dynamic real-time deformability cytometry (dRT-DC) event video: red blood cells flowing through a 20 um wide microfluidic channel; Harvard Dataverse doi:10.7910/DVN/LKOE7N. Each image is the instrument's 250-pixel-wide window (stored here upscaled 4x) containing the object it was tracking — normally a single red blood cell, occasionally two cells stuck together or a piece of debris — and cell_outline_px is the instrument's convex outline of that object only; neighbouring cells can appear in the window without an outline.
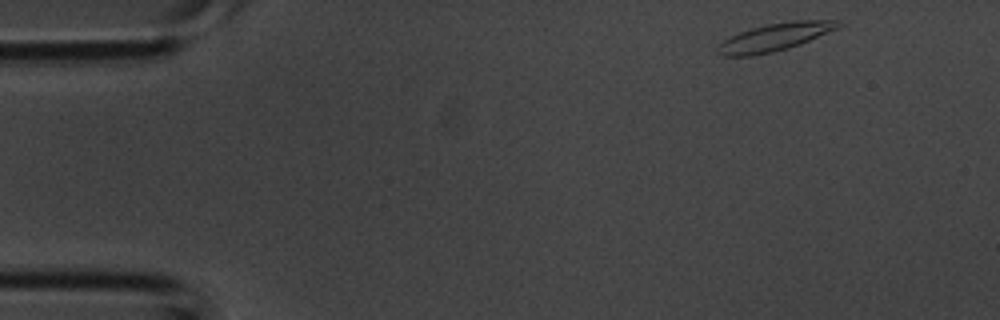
{"species": "common noctule bat (a hibernating species)", "species_latin": "Nyctalus noctula", "temperature_condition": "room temperature", "stored_images_in_passage": 3, "camera_frame_rate_fps": 3000, "um_per_image_px": 0.085, "animal": {"sex": "male", "body_mass_g": 20.1, "forearm_length_mm": 53.5}, "frame": {"image": 1, "passage_image": 1, "time_ms": 0.0, "image_size_px": [1000, 320], "cell_outline_px": [[844, 24], [840, 28], [800, 44], [788, 48], [772, 52], [752, 56], [724, 56], [716, 52], [716, 44], [728, 36], [752, 28], [768, 24], [792, 20], [840, 20]], "centroid_in_image_um": [65.86, 3.15], "position_along_channel_um": 19.1, "area_um2": 19.77}}
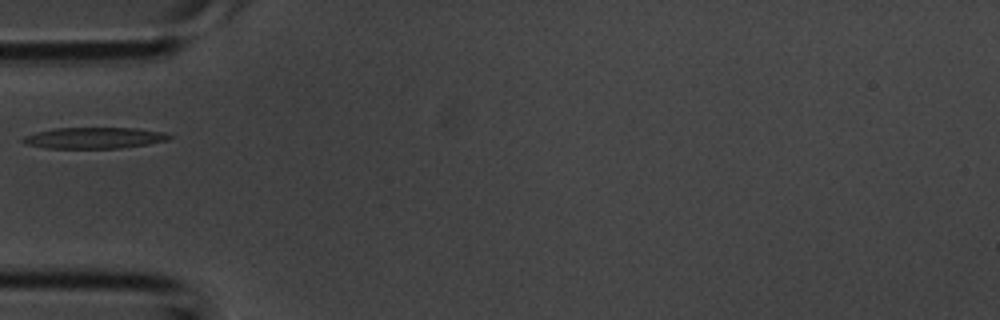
{"frame": {"image": 2, "passage_image": 3, "time_ms": 0.667, "image_size_px": [1000, 320], "cell_outline_px": [[172, 136], [168, 140], [148, 144], [120, 148], [48, 148], [24, 144], [20, 140], [24, 136], [36, 132], [52, 128], [136, 128], [164, 132]], "centroid_in_image_um": [7.98, 11.72], "position_along_channel_um": 77.0, "area_um2": 18.09}}